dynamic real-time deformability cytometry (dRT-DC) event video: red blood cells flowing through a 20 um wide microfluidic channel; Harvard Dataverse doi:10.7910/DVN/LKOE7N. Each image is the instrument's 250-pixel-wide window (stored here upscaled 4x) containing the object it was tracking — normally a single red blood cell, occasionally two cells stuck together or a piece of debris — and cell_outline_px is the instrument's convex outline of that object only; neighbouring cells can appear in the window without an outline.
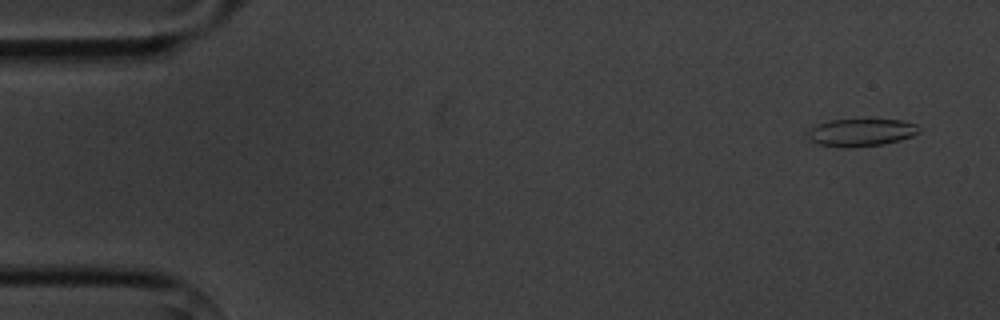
{"species": "common noctule bat (a hibernating species)", "species_latin": "Nyctalus noctula", "temperature_condition": "cold", "stored_images_in_passage": 8, "camera_frame_rate_fps": 3000, "um_per_image_px": 0.085, "animal": {"sex": "male", "body_mass_g": 20.1, "forearm_length_mm": 53.5}, "frame": {"image": 1, "passage_image": 1, "time_ms": 0.0, "image_size_px": [1000, 320], "cell_outline_px": [[920, 132], [912, 136], [900, 140], [884, 144], [816, 144], [808, 136], [808, 132], [816, 124], [828, 120], [904, 120], [916, 124]], "centroid_in_image_um": [73.26, 11.2], "position_along_channel_um": 11.7, "area_um2": 16.82}}
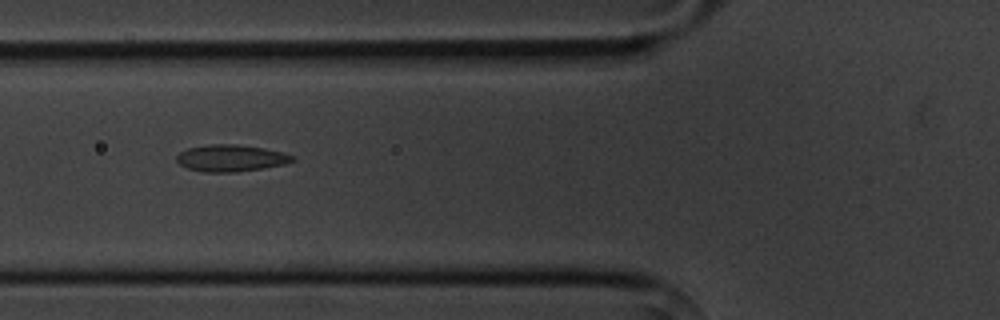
{"frame": {"image": 2, "passage_image": 6, "time_ms": 5.667, "image_size_px": [1000, 320], "cell_outline_px": [[296, 160], [284, 164], [236, 172], [204, 172], [188, 168], [180, 164], [176, 160], [176, 156], [180, 152], [188, 148], [208, 144], [236, 144], [264, 148], [284, 152], [292, 156]], "centroid_in_image_um": [19.61, 13.43], "position_along_channel_um": 106.2, "area_um2": 17.98}}
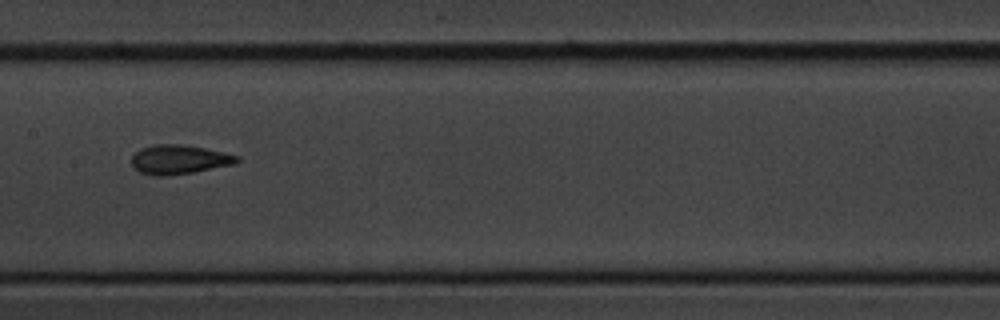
{"frame": {"image": 3, "passage_image": 8, "time_ms": 8.0, "image_size_px": [1000, 320], "cell_outline_px": [[240, 160], [236, 164], [192, 172], [168, 176], [152, 176], [140, 172], [132, 168], [132, 156], [140, 148], [156, 144], [180, 144], [204, 148], [240, 156]], "centroid_in_image_um": [15.21, 13.57], "position_along_channel_um": 192.2, "area_um2": 18.03}}